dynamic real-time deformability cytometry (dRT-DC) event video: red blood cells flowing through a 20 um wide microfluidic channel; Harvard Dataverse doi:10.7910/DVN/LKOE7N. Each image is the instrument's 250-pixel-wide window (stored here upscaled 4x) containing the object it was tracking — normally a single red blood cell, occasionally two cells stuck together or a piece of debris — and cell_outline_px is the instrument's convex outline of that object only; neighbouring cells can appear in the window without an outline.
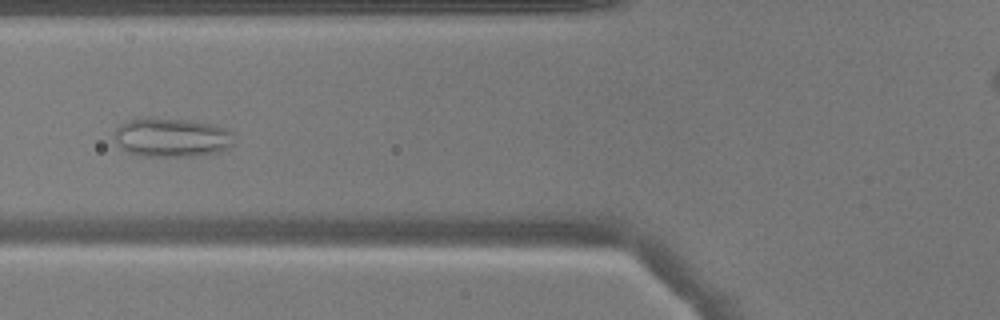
{"species": "common noctule bat (a hibernating species)", "species_latin": "Nyctalus noctula", "temperature_condition": "warm", "stored_images_in_passage": 52, "camera_frame_rate_fps": 3000, "um_per_image_px": 0.085, "animal": {"sex": "male", "body_mass_g": 17.9}, "frame": {"image": 1, "passage_image": 21, "time_ms": 6.667, "image_size_px": [1000, 320], "cell_outline_px": [[232, 144], [216, 152], [196, 156], [144, 156], [128, 152], [120, 148], [116, 140], [116, 128], [120, 124], [132, 120], [148, 116], [188, 120], [212, 124], [224, 128], [232, 132]], "centroid_in_image_um": [14.56, 11.67], "position_along_channel_um": 111.2, "area_um2": 27.05}}
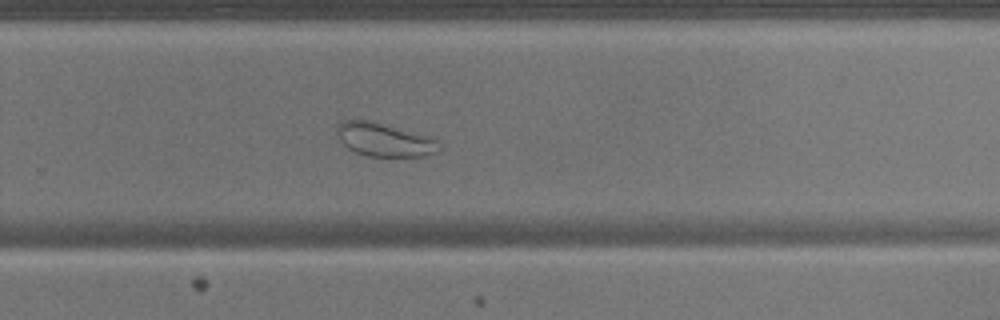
{"frame": {"image": 2, "passage_image": 35, "time_ms": 11.333, "image_size_px": [1000, 320], "cell_outline_px": [[440, 152], [424, 156], [368, 156], [356, 152], [348, 148], [340, 140], [336, 132], [336, 124], [344, 120], [372, 120], [428, 136], [440, 140]], "centroid_in_image_um": [32.69, 11.87], "position_along_channel_um": 297.1, "area_um2": 20.11}}
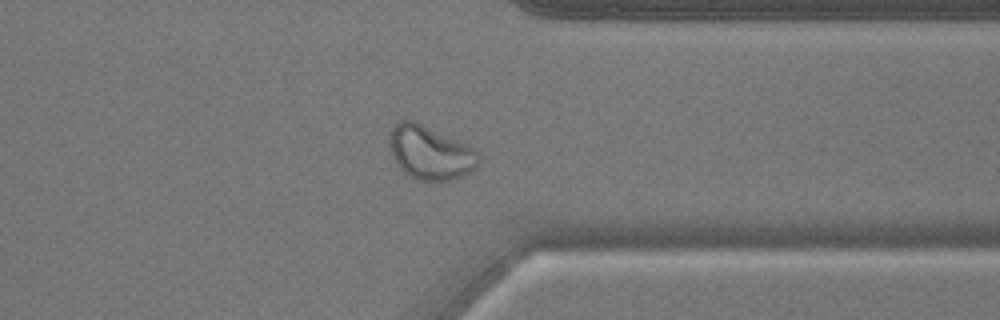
{"frame": {"image": 3, "passage_image": 41, "time_ms": 13.333, "image_size_px": [1000, 320], "cell_outline_px": [[480, 164], [472, 172], [448, 180], [416, 180], [408, 176], [400, 168], [392, 156], [388, 144], [388, 132], [400, 120], [416, 120], [472, 148], [480, 156]], "centroid_in_image_um": [36.52, 12.97], "position_along_channel_um": 374.9, "area_um2": 27.98}}